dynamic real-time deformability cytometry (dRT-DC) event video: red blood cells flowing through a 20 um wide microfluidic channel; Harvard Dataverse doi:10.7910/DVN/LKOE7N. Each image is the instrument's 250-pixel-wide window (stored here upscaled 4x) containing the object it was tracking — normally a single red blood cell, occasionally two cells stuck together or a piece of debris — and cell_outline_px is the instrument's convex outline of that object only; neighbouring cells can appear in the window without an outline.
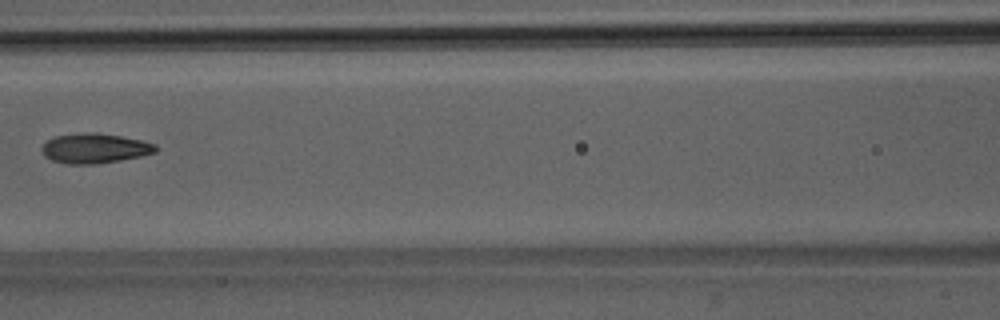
{"species": "Egyptian fruit bat (a non-hibernating species)", "species_latin": "Rousettus aegyptiacus", "temperature_condition": "room temperature", "stored_images_in_passage": 8, "camera_frame_rate_fps": 3000, "um_per_image_px": 0.085, "animal": {"sex": "male"}, "frame": {"image": 1, "passage_image": 7, "time_ms": 7.0, "image_size_px": [1000, 320], "cell_outline_px": [[156, 152], [140, 156], [120, 160], [96, 164], [64, 164], [52, 160], [44, 156], [40, 148], [48, 140], [56, 136], [88, 132], [96, 132], [120, 136], [140, 140], [156, 144]], "centroid_in_image_um": [8.02, 12.61], "position_along_channel_um": 158.6, "area_um2": 19.71}}